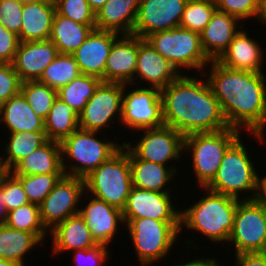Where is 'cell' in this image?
Wrapping results in <instances>:
<instances>
[{
    "label": "cell",
    "instance_id": "277c9868",
    "mask_svg": "<svg viewBox=\"0 0 266 266\" xmlns=\"http://www.w3.org/2000/svg\"><path fill=\"white\" fill-rule=\"evenodd\" d=\"M243 138L241 135L224 153L220 167L206 189L240 200L256 199L261 171L254 165Z\"/></svg>",
    "mask_w": 266,
    "mask_h": 266
},
{
    "label": "cell",
    "instance_id": "e575fe53",
    "mask_svg": "<svg viewBox=\"0 0 266 266\" xmlns=\"http://www.w3.org/2000/svg\"><path fill=\"white\" fill-rule=\"evenodd\" d=\"M81 74L73 54L59 53L44 69L39 82L57 91Z\"/></svg>",
    "mask_w": 266,
    "mask_h": 266
},
{
    "label": "cell",
    "instance_id": "60d3db41",
    "mask_svg": "<svg viewBox=\"0 0 266 266\" xmlns=\"http://www.w3.org/2000/svg\"><path fill=\"white\" fill-rule=\"evenodd\" d=\"M217 10L230 14L245 24L254 18L258 11L259 0H215Z\"/></svg>",
    "mask_w": 266,
    "mask_h": 266
},
{
    "label": "cell",
    "instance_id": "ab89813d",
    "mask_svg": "<svg viewBox=\"0 0 266 266\" xmlns=\"http://www.w3.org/2000/svg\"><path fill=\"white\" fill-rule=\"evenodd\" d=\"M56 11L81 24H95L96 13L87 0H54Z\"/></svg>",
    "mask_w": 266,
    "mask_h": 266
},
{
    "label": "cell",
    "instance_id": "603a6c76",
    "mask_svg": "<svg viewBox=\"0 0 266 266\" xmlns=\"http://www.w3.org/2000/svg\"><path fill=\"white\" fill-rule=\"evenodd\" d=\"M245 25L230 14L215 10L200 32L202 50L210 61L217 60Z\"/></svg>",
    "mask_w": 266,
    "mask_h": 266
},
{
    "label": "cell",
    "instance_id": "44dd1931",
    "mask_svg": "<svg viewBox=\"0 0 266 266\" xmlns=\"http://www.w3.org/2000/svg\"><path fill=\"white\" fill-rule=\"evenodd\" d=\"M263 49L262 44L251 37L247 29L242 28L216 61L234 70L265 72L266 67L263 65L266 54Z\"/></svg>",
    "mask_w": 266,
    "mask_h": 266
},
{
    "label": "cell",
    "instance_id": "8d00e7d4",
    "mask_svg": "<svg viewBox=\"0 0 266 266\" xmlns=\"http://www.w3.org/2000/svg\"><path fill=\"white\" fill-rule=\"evenodd\" d=\"M20 92L34 113L45 121L57 98V90L35 80L21 82Z\"/></svg>",
    "mask_w": 266,
    "mask_h": 266
},
{
    "label": "cell",
    "instance_id": "d4e9b609",
    "mask_svg": "<svg viewBox=\"0 0 266 266\" xmlns=\"http://www.w3.org/2000/svg\"><path fill=\"white\" fill-rule=\"evenodd\" d=\"M52 256L98 245L93 239L84 218L78 213L68 217L49 232Z\"/></svg>",
    "mask_w": 266,
    "mask_h": 266
},
{
    "label": "cell",
    "instance_id": "c3c4849f",
    "mask_svg": "<svg viewBox=\"0 0 266 266\" xmlns=\"http://www.w3.org/2000/svg\"><path fill=\"white\" fill-rule=\"evenodd\" d=\"M196 258H192L190 257L188 260L186 261H182L181 263L180 262H176L173 264V266H227L225 265L224 263L221 264L219 262V260H217V256H210V258L208 257H204L201 255V258L198 256H195ZM192 259V260H191ZM177 263V264H176ZM183 263V264H182ZM168 265V263L166 264V266ZM172 266V265H170Z\"/></svg>",
    "mask_w": 266,
    "mask_h": 266
},
{
    "label": "cell",
    "instance_id": "7402d4cb",
    "mask_svg": "<svg viewBox=\"0 0 266 266\" xmlns=\"http://www.w3.org/2000/svg\"><path fill=\"white\" fill-rule=\"evenodd\" d=\"M143 39L133 34L120 35L111 47L106 60L104 82L133 84L138 44Z\"/></svg>",
    "mask_w": 266,
    "mask_h": 266
},
{
    "label": "cell",
    "instance_id": "6f0895ef",
    "mask_svg": "<svg viewBox=\"0 0 266 266\" xmlns=\"http://www.w3.org/2000/svg\"><path fill=\"white\" fill-rule=\"evenodd\" d=\"M22 3H28V2H36V1H46V0H18Z\"/></svg>",
    "mask_w": 266,
    "mask_h": 266
},
{
    "label": "cell",
    "instance_id": "83f0119b",
    "mask_svg": "<svg viewBox=\"0 0 266 266\" xmlns=\"http://www.w3.org/2000/svg\"><path fill=\"white\" fill-rule=\"evenodd\" d=\"M140 0H108L96 12V29L130 35L137 19Z\"/></svg>",
    "mask_w": 266,
    "mask_h": 266
},
{
    "label": "cell",
    "instance_id": "7c38bea8",
    "mask_svg": "<svg viewBox=\"0 0 266 266\" xmlns=\"http://www.w3.org/2000/svg\"><path fill=\"white\" fill-rule=\"evenodd\" d=\"M265 237V207L257 199L240 200L236 209L233 229L226 245L227 250L229 252L233 250V255L259 252Z\"/></svg>",
    "mask_w": 266,
    "mask_h": 266
},
{
    "label": "cell",
    "instance_id": "8992f818",
    "mask_svg": "<svg viewBox=\"0 0 266 266\" xmlns=\"http://www.w3.org/2000/svg\"><path fill=\"white\" fill-rule=\"evenodd\" d=\"M140 266H156L167 261L176 249L180 236V221H159L150 218L123 219ZM173 248V249H172ZM138 257V258H137ZM165 259V260H164ZM159 261V262H158Z\"/></svg>",
    "mask_w": 266,
    "mask_h": 266
},
{
    "label": "cell",
    "instance_id": "11a10c76",
    "mask_svg": "<svg viewBox=\"0 0 266 266\" xmlns=\"http://www.w3.org/2000/svg\"><path fill=\"white\" fill-rule=\"evenodd\" d=\"M0 266H20V265L0 258Z\"/></svg>",
    "mask_w": 266,
    "mask_h": 266
},
{
    "label": "cell",
    "instance_id": "816d5d0a",
    "mask_svg": "<svg viewBox=\"0 0 266 266\" xmlns=\"http://www.w3.org/2000/svg\"><path fill=\"white\" fill-rule=\"evenodd\" d=\"M8 213L9 211L5 206L3 189L0 187V226L5 225Z\"/></svg>",
    "mask_w": 266,
    "mask_h": 266
},
{
    "label": "cell",
    "instance_id": "d590c367",
    "mask_svg": "<svg viewBox=\"0 0 266 266\" xmlns=\"http://www.w3.org/2000/svg\"><path fill=\"white\" fill-rule=\"evenodd\" d=\"M5 225L15 229L35 234L43 243L49 232L43 226L40 219L39 206L28 203L8 213Z\"/></svg>",
    "mask_w": 266,
    "mask_h": 266
},
{
    "label": "cell",
    "instance_id": "cb8c5ba5",
    "mask_svg": "<svg viewBox=\"0 0 266 266\" xmlns=\"http://www.w3.org/2000/svg\"><path fill=\"white\" fill-rule=\"evenodd\" d=\"M128 156L133 187L162 193H172V182L179 176V168L139 159L129 148ZM178 176H177V175ZM170 184V185H169Z\"/></svg>",
    "mask_w": 266,
    "mask_h": 266
},
{
    "label": "cell",
    "instance_id": "7dc6e473",
    "mask_svg": "<svg viewBox=\"0 0 266 266\" xmlns=\"http://www.w3.org/2000/svg\"><path fill=\"white\" fill-rule=\"evenodd\" d=\"M233 257L234 266H266V259L258 252L240 253Z\"/></svg>",
    "mask_w": 266,
    "mask_h": 266
},
{
    "label": "cell",
    "instance_id": "4fadbf2b",
    "mask_svg": "<svg viewBox=\"0 0 266 266\" xmlns=\"http://www.w3.org/2000/svg\"><path fill=\"white\" fill-rule=\"evenodd\" d=\"M123 92L124 84L101 82L78 115L79 129L107 133L114 123L120 124Z\"/></svg>",
    "mask_w": 266,
    "mask_h": 266
},
{
    "label": "cell",
    "instance_id": "836d02e7",
    "mask_svg": "<svg viewBox=\"0 0 266 266\" xmlns=\"http://www.w3.org/2000/svg\"><path fill=\"white\" fill-rule=\"evenodd\" d=\"M101 82L102 80L98 77L80 74L61 87L57 91V97L79 115Z\"/></svg>",
    "mask_w": 266,
    "mask_h": 266
},
{
    "label": "cell",
    "instance_id": "f5cc1de1",
    "mask_svg": "<svg viewBox=\"0 0 266 266\" xmlns=\"http://www.w3.org/2000/svg\"><path fill=\"white\" fill-rule=\"evenodd\" d=\"M0 147V183L11 173V170L7 167L3 153Z\"/></svg>",
    "mask_w": 266,
    "mask_h": 266
},
{
    "label": "cell",
    "instance_id": "ac0fdd59",
    "mask_svg": "<svg viewBox=\"0 0 266 266\" xmlns=\"http://www.w3.org/2000/svg\"><path fill=\"white\" fill-rule=\"evenodd\" d=\"M179 75L180 73L174 66L163 58L146 39H143L138 44V55L133 79L134 85L144 86L145 84L147 87H155L161 90L172 83Z\"/></svg>",
    "mask_w": 266,
    "mask_h": 266
},
{
    "label": "cell",
    "instance_id": "f907efd6",
    "mask_svg": "<svg viewBox=\"0 0 266 266\" xmlns=\"http://www.w3.org/2000/svg\"><path fill=\"white\" fill-rule=\"evenodd\" d=\"M254 20L258 21L257 23H262V26L263 24L266 25V0H259L257 15Z\"/></svg>",
    "mask_w": 266,
    "mask_h": 266
},
{
    "label": "cell",
    "instance_id": "ba28073f",
    "mask_svg": "<svg viewBox=\"0 0 266 266\" xmlns=\"http://www.w3.org/2000/svg\"><path fill=\"white\" fill-rule=\"evenodd\" d=\"M84 181L87 194L123 210L133 187L128 147L123 144Z\"/></svg>",
    "mask_w": 266,
    "mask_h": 266
},
{
    "label": "cell",
    "instance_id": "3957f363",
    "mask_svg": "<svg viewBox=\"0 0 266 266\" xmlns=\"http://www.w3.org/2000/svg\"><path fill=\"white\" fill-rule=\"evenodd\" d=\"M199 190L204 192L202 197H198L199 200L195 199L193 204L186 205V208L184 205L183 209L181 207L180 234L187 228L189 233H199V236L203 235V239L207 238L210 243H214L215 247L220 244L223 248V244H227L232 232L240 199L215 193L206 188Z\"/></svg>",
    "mask_w": 266,
    "mask_h": 266
},
{
    "label": "cell",
    "instance_id": "74e56055",
    "mask_svg": "<svg viewBox=\"0 0 266 266\" xmlns=\"http://www.w3.org/2000/svg\"><path fill=\"white\" fill-rule=\"evenodd\" d=\"M216 9L215 0H188L180 27L200 33L210 22Z\"/></svg>",
    "mask_w": 266,
    "mask_h": 266
},
{
    "label": "cell",
    "instance_id": "9c48e42d",
    "mask_svg": "<svg viewBox=\"0 0 266 266\" xmlns=\"http://www.w3.org/2000/svg\"><path fill=\"white\" fill-rule=\"evenodd\" d=\"M146 40L180 74H187V72L190 74L193 71V74L203 73L210 63L202 50L200 33L198 32L179 26L153 33Z\"/></svg>",
    "mask_w": 266,
    "mask_h": 266
},
{
    "label": "cell",
    "instance_id": "d6986e66",
    "mask_svg": "<svg viewBox=\"0 0 266 266\" xmlns=\"http://www.w3.org/2000/svg\"><path fill=\"white\" fill-rule=\"evenodd\" d=\"M119 36L116 32L93 29L73 53L81 74L98 77L104 82L106 60Z\"/></svg>",
    "mask_w": 266,
    "mask_h": 266
},
{
    "label": "cell",
    "instance_id": "5b68a950",
    "mask_svg": "<svg viewBox=\"0 0 266 266\" xmlns=\"http://www.w3.org/2000/svg\"><path fill=\"white\" fill-rule=\"evenodd\" d=\"M105 134L78 129L66 137L61 142L64 174L84 179L124 144L122 136L120 137L121 142L118 141L116 135L112 137L110 134H106L110 137H106V139ZM100 135H104L103 138ZM114 136L117 139H113Z\"/></svg>",
    "mask_w": 266,
    "mask_h": 266
},
{
    "label": "cell",
    "instance_id": "9a60e30c",
    "mask_svg": "<svg viewBox=\"0 0 266 266\" xmlns=\"http://www.w3.org/2000/svg\"><path fill=\"white\" fill-rule=\"evenodd\" d=\"M188 0H140L132 34L146 39L149 35L180 26Z\"/></svg>",
    "mask_w": 266,
    "mask_h": 266
},
{
    "label": "cell",
    "instance_id": "9f6ffc18",
    "mask_svg": "<svg viewBox=\"0 0 266 266\" xmlns=\"http://www.w3.org/2000/svg\"><path fill=\"white\" fill-rule=\"evenodd\" d=\"M258 253L261 254L266 259V237L264 239L263 246Z\"/></svg>",
    "mask_w": 266,
    "mask_h": 266
},
{
    "label": "cell",
    "instance_id": "f1b7e54d",
    "mask_svg": "<svg viewBox=\"0 0 266 266\" xmlns=\"http://www.w3.org/2000/svg\"><path fill=\"white\" fill-rule=\"evenodd\" d=\"M13 175L64 174L61 143L47 140L21 159L12 169Z\"/></svg>",
    "mask_w": 266,
    "mask_h": 266
},
{
    "label": "cell",
    "instance_id": "52a82bcc",
    "mask_svg": "<svg viewBox=\"0 0 266 266\" xmlns=\"http://www.w3.org/2000/svg\"><path fill=\"white\" fill-rule=\"evenodd\" d=\"M242 134L247 133L228 127L219 131L184 136V156H190V171L194 175L196 186L205 188L213 180L224 153Z\"/></svg>",
    "mask_w": 266,
    "mask_h": 266
},
{
    "label": "cell",
    "instance_id": "484cf974",
    "mask_svg": "<svg viewBox=\"0 0 266 266\" xmlns=\"http://www.w3.org/2000/svg\"><path fill=\"white\" fill-rule=\"evenodd\" d=\"M56 13L54 0L23 3L20 42L47 40Z\"/></svg>",
    "mask_w": 266,
    "mask_h": 266
},
{
    "label": "cell",
    "instance_id": "b9f144b4",
    "mask_svg": "<svg viewBox=\"0 0 266 266\" xmlns=\"http://www.w3.org/2000/svg\"><path fill=\"white\" fill-rule=\"evenodd\" d=\"M110 247L98 244L90 249H78L69 252L76 266H105L109 261Z\"/></svg>",
    "mask_w": 266,
    "mask_h": 266
},
{
    "label": "cell",
    "instance_id": "7a4b0ae2",
    "mask_svg": "<svg viewBox=\"0 0 266 266\" xmlns=\"http://www.w3.org/2000/svg\"><path fill=\"white\" fill-rule=\"evenodd\" d=\"M160 91L164 124L183 136L230 127L203 73L180 74Z\"/></svg>",
    "mask_w": 266,
    "mask_h": 266
},
{
    "label": "cell",
    "instance_id": "4dcf8cb0",
    "mask_svg": "<svg viewBox=\"0 0 266 266\" xmlns=\"http://www.w3.org/2000/svg\"><path fill=\"white\" fill-rule=\"evenodd\" d=\"M96 28V24H81L55 13L49 39L59 53L73 54Z\"/></svg>",
    "mask_w": 266,
    "mask_h": 266
},
{
    "label": "cell",
    "instance_id": "5bb4252c",
    "mask_svg": "<svg viewBox=\"0 0 266 266\" xmlns=\"http://www.w3.org/2000/svg\"><path fill=\"white\" fill-rule=\"evenodd\" d=\"M84 192L83 178L65 174L60 178L39 205L40 219L48 232L68 217L79 213V203Z\"/></svg>",
    "mask_w": 266,
    "mask_h": 266
},
{
    "label": "cell",
    "instance_id": "ffe728a7",
    "mask_svg": "<svg viewBox=\"0 0 266 266\" xmlns=\"http://www.w3.org/2000/svg\"><path fill=\"white\" fill-rule=\"evenodd\" d=\"M50 40L20 42L12 66L21 82L39 80L44 69L58 56Z\"/></svg>",
    "mask_w": 266,
    "mask_h": 266
},
{
    "label": "cell",
    "instance_id": "7bdbcfd3",
    "mask_svg": "<svg viewBox=\"0 0 266 266\" xmlns=\"http://www.w3.org/2000/svg\"><path fill=\"white\" fill-rule=\"evenodd\" d=\"M0 187L9 212L29 203L21 182L12 173L0 183Z\"/></svg>",
    "mask_w": 266,
    "mask_h": 266
},
{
    "label": "cell",
    "instance_id": "6da1fadb",
    "mask_svg": "<svg viewBox=\"0 0 266 266\" xmlns=\"http://www.w3.org/2000/svg\"><path fill=\"white\" fill-rule=\"evenodd\" d=\"M203 74L221 105L228 125L241 132L247 130L251 140L255 138L259 145H265L266 72L234 70L213 60Z\"/></svg>",
    "mask_w": 266,
    "mask_h": 266
},
{
    "label": "cell",
    "instance_id": "f6af8a7d",
    "mask_svg": "<svg viewBox=\"0 0 266 266\" xmlns=\"http://www.w3.org/2000/svg\"><path fill=\"white\" fill-rule=\"evenodd\" d=\"M21 80L12 64L0 63V104L20 92Z\"/></svg>",
    "mask_w": 266,
    "mask_h": 266
},
{
    "label": "cell",
    "instance_id": "8fae6325",
    "mask_svg": "<svg viewBox=\"0 0 266 266\" xmlns=\"http://www.w3.org/2000/svg\"><path fill=\"white\" fill-rule=\"evenodd\" d=\"M136 133L139 139H137ZM132 135L136 137V140L133 142L124 140V144L139 159L166 165L170 168L179 167L178 165L174 166L176 164L171 165V163L179 162L181 164L182 156L184 158V136L172 127L164 125L158 128L142 129Z\"/></svg>",
    "mask_w": 266,
    "mask_h": 266
},
{
    "label": "cell",
    "instance_id": "ee69618b",
    "mask_svg": "<svg viewBox=\"0 0 266 266\" xmlns=\"http://www.w3.org/2000/svg\"><path fill=\"white\" fill-rule=\"evenodd\" d=\"M23 3L18 0H0V23L9 31L20 34Z\"/></svg>",
    "mask_w": 266,
    "mask_h": 266
},
{
    "label": "cell",
    "instance_id": "2e32d148",
    "mask_svg": "<svg viewBox=\"0 0 266 266\" xmlns=\"http://www.w3.org/2000/svg\"><path fill=\"white\" fill-rule=\"evenodd\" d=\"M173 197V193L132 187L122 210L123 219L150 218L159 221H180L181 207L174 204L176 199Z\"/></svg>",
    "mask_w": 266,
    "mask_h": 266
},
{
    "label": "cell",
    "instance_id": "f546056e",
    "mask_svg": "<svg viewBox=\"0 0 266 266\" xmlns=\"http://www.w3.org/2000/svg\"><path fill=\"white\" fill-rule=\"evenodd\" d=\"M43 245V242L33 233L15 230L6 225L0 226V258L16 263L20 266H28L26 256L35 248ZM30 252V254H29ZM26 255V256H25ZM26 260V261H25Z\"/></svg>",
    "mask_w": 266,
    "mask_h": 266
},
{
    "label": "cell",
    "instance_id": "db71d44e",
    "mask_svg": "<svg viewBox=\"0 0 266 266\" xmlns=\"http://www.w3.org/2000/svg\"><path fill=\"white\" fill-rule=\"evenodd\" d=\"M89 6L95 11V13L108 1V0H87Z\"/></svg>",
    "mask_w": 266,
    "mask_h": 266
},
{
    "label": "cell",
    "instance_id": "d6a6232c",
    "mask_svg": "<svg viewBox=\"0 0 266 266\" xmlns=\"http://www.w3.org/2000/svg\"><path fill=\"white\" fill-rule=\"evenodd\" d=\"M6 135V138L2 139L6 144H1L0 140V145L5 163L10 170L48 140L45 131L6 133Z\"/></svg>",
    "mask_w": 266,
    "mask_h": 266
},
{
    "label": "cell",
    "instance_id": "f35d334b",
    "mask_svg": "<svg viewBox=\"0 0 266 266\" xmlns=\"http://www.w3.org/2000/svg\"><path fill=\"white\" fill-rule=\"evenodd\" d=\"M64 174L14 175L22 184L29 203L40 205Z\"/></svg>",
    "mask_w": 266,
    "mask_h": 266
},
{
    "label": "cell",
    "instance_id": "30bf717a",
    "mask_svg": "<svg viewBox=\"0 0 266 266\" xmlns=\"http://www.w3.org/2000/svg\"><path fill=\"white\" fill-rule=\"evenodd\" d=\"M121 124L118 126L126 129H122L124 133L130 130L132 134L134 131L164 126L160 89L124 84Z\"/></svg>",
    "mask_w": 266,
    "mask_h": 266
},
{
    "label": "cell",
    "instance_id": "4316f807",
    "mask_svg": "<svg viewBox=\"0 0 266 266\" xmlns=\"http://www.w3.org/2000/svg\"><path fill=\"white\" fill-rule=\"evenodd\" d=\"M0 124L8 134L45 131L44 120L34 113L21 92L0 105Z\"/></svg>",
    "mask_w": 266,
    "mask_h": 266
},
{
    "label": "cell",
    "instance_id": "bcb514c9",
    "mask_svg": "<svg viewBox=\"0 0 266 266\" xmlns=\"http://www.w3.org/2000/svg\"><path fill=\"white\" fill-rule=\"evenodd\" d=\"M19 43L18 35L0 23V63L12 64Z\"/></svg>",
    "mask_w": 266,
    "mask_h": 266
},
{
    "label": "cell",
    "instance_id": "1f68e13d",
    "mask_svg": "<svg viewBox=\"0 0 266 266\" xmlns=\"http://www.w3.org/2000/svg\"><path fill=\"white\" fill-rule=\"evenodd\" d=\"M44 122L47 139L60 143L79 129L78 114L58 97Z\"/></svg>",
    "mask_w": 266,
    "mask_h": 266
},
{
    "label": "cell",
    "instance_id": "681fc988",
    "mask_svg": "<svg viewBox=\"0 0 266 266\" xmlns=\"http://www.w3.org/2000/svg\"><path fill=\"white\" fill-rule=\"evenodd\" d=\"M264 173V174H263ZM259 174V184L258 193L256 199L265 207L266 209V175L265 171Z\"/></svg>",
    "mask_w": 266,
    "mask_h": 266
},
{
    "label": "cell",
    "instance_id": "e0dca14e",
    "mask_svg": "<svg viewBox=\"0 0 266 266\" xmlns=\"http://www.w3.org/2000/svg\"><path fill=\"white\" fill-rule=\"evenodd\" d=\"M83 196L80 202L79 214L86 221L96 243L110 247V244L116 241L114 237L118 236L119 230L122 229L123 231V227H125L122 210L86 192ZM85 200L87 201L85 202Z\"/></svg>",
    "mask_w": 266,
    "mask_h": 266
}]
</instances>
